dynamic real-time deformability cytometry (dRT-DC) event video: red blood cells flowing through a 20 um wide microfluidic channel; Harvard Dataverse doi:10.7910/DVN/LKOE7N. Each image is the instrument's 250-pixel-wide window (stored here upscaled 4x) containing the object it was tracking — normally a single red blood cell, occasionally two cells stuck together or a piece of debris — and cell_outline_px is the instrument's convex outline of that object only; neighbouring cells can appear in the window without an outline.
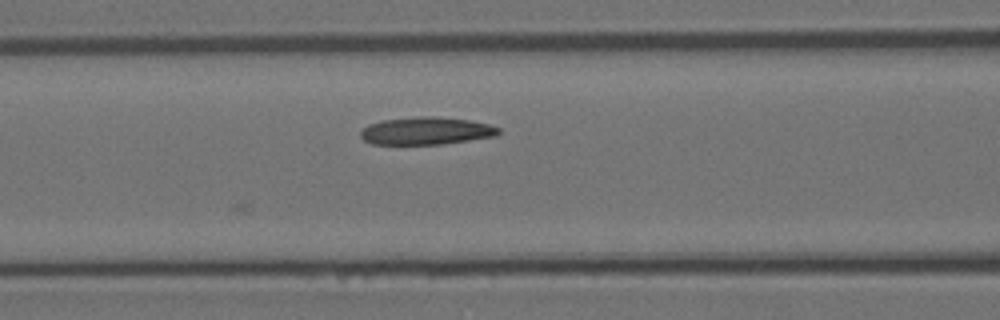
{"species": "Egyptian fruit bat (a non-hibernating species)", "species_latin": "Rousettus aegyptiacus", "temperature_condition": "room temperature", "stored_images_in_passage": 4, "camera_frame_rate_fps": 3000, "um_per_image_px": 0.085, "animal": {"sex": "female"}, "frame": {"image": 1, "passage_image": 4, "time_ms": 1.0, "image_size_px": [1000, 320], "cell_outline_px": [[500, 132], [496, 136], [440, 144], [372, 144], [364, 140], [360, 136], [360, 132], [368, 124], [380, 120], [416, 116], [432, 116], [468, 120], [488, 124], [500, 128]], "centroid_in_image_um": [36.19, 11.12], "position_along_channel_um": 130.4, "area_um2": 22.14}}